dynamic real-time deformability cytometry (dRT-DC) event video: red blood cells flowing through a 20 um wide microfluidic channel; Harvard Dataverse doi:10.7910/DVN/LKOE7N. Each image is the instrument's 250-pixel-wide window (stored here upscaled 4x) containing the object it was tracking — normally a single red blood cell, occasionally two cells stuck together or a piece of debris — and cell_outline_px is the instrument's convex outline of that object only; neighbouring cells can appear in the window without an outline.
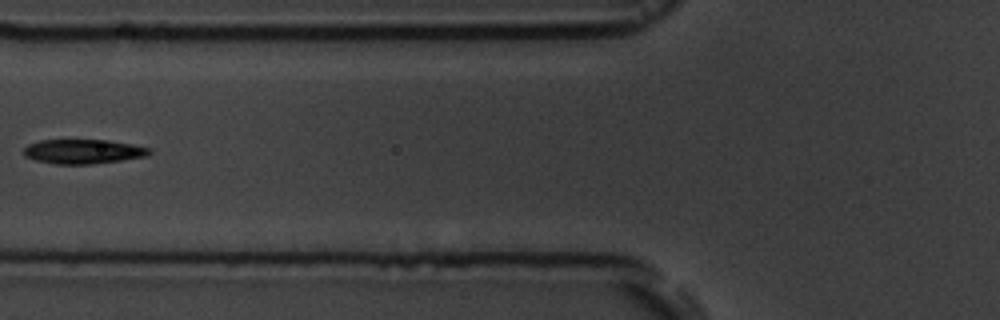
{"species": "common noctule bat (a hibernating species)", "species_latin": "Nyctalus noctula", "temperature_condition": "room temperature", "stored_images_in_passage": 4, "camera_frame_rate_fps": 3000, "um_per_image_px": 0.085, "animal": {"sex": "male", "body_mass_g": 19.5, "forearm_length_mm": 54.6}, "frame": {"image": 1, "passage_image": 4, "time_ms": 3.333, "image_size_px": [1000, 320], "cell_outline_px": [[152, 152], [148, 156], [92, 164], [56, 164], [36, 160], [24, 156], [24, 148], [28, 144], [40, 140], [108, 140], [132, 144], [152, 148]], "centroid_in_image_um": [7.1, 12.87], "position_along_channel_um": 118.7, "area_um2": 17.92}}